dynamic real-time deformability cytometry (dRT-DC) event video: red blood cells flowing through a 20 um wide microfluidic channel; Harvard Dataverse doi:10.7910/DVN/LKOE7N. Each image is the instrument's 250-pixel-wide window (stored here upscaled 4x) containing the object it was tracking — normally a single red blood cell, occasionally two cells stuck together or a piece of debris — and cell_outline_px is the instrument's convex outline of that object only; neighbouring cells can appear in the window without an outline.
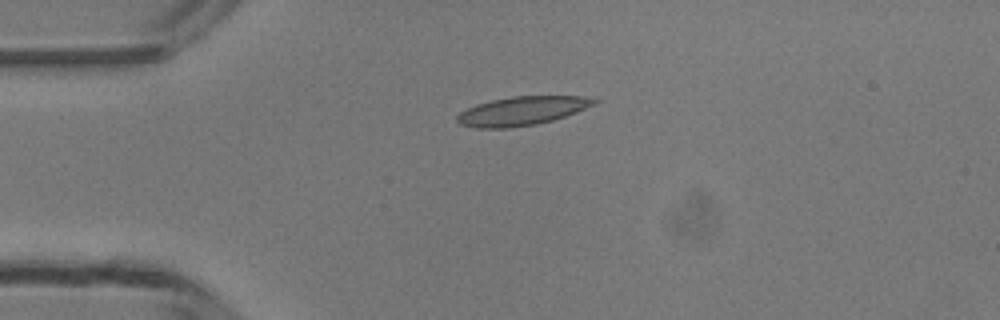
{"species": "common noctule bat (a hibernating species)", "species_latin": "Nyctalus noctula", "temperature_condition": "room temperature", "stored_images_in_passage": 5, "camera_frame_rate_fps": 3000, "um_per_image_px": 0.085, "animal": {"sex": "male", "body_mass_g": 13.3}, "frame": {"image": 1, "passage_image": 4, "time_ms": 3.333, "image_size_px": [1000, 320], "cell_outline_px": [[600, 100], [596, 104], [576, 112], [552, 120], [536, 124], [508, 128], [476, 128], [460, 124], [456, 120], [456, 116], [460, 112], [476, 104], [492, 100], [512, 96], [580, 96]], "centroid_in_image_um": [44.35, 9.43], "position_along_channel_um": 40.7, "area_um2": 22.89}}